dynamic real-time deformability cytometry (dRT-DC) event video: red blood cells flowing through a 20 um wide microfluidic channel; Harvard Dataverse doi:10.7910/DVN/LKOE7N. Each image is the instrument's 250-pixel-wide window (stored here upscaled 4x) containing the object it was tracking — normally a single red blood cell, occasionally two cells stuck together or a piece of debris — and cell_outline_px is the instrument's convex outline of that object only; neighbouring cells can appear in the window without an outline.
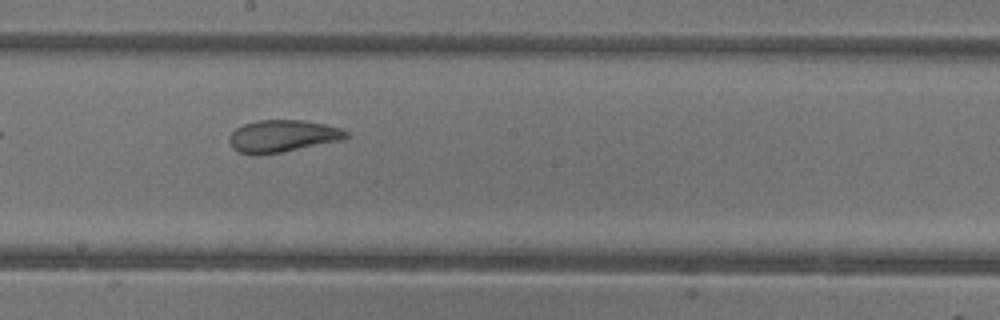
{"species": "common noctule bat (a hibernating species)", "species_latin": "Nyctalus noctula", "temperature_condition": "warm", "stored_images_in_passage": 28, "camera_frame_rate_fps": 3000, "um_per_image_px": 0.085, "animal": {"sex": "female"}, "frame": {"image": 1, "passage_image": 13, "time_ms": 4.0, "image_size_px": [1000, 320], "cell_outline_px": [[348, 136], [344, 140], [280, 152], [240, 152], [232, 148], [228, 140], [228, 136], [236, 128], [244, 124], [260, 120], [304, 120], [324, 124], [340, 128], [348, 132]], "centroid_in_image_um": [24.05, 11.53], "position_along_channel_um": 224.1, "area_um2": 21.39}}
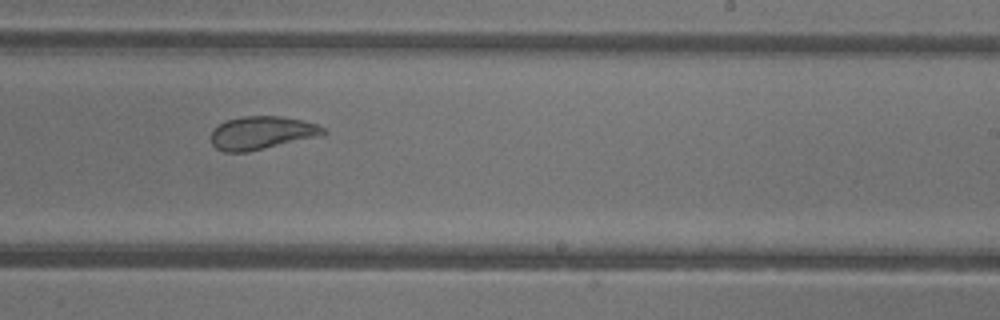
{"frame": {"image": 2, "passage_image": 16, "time_ms": 5.0, "image_size_px": [1000, 320], "cell_outline_px": [[328, 132], [324, 136], [248, 152], [224, 152], [216, 148], [212, 144], [208, 136], [212, 128], [228, 120], [244, 116], [284, 116], [304, 120], [316, 124], [324, 128]], "centroid_in_image_um": [22.27, 11.3], "position_along_channel_um": 266.7, "area_um2": 22.25}}